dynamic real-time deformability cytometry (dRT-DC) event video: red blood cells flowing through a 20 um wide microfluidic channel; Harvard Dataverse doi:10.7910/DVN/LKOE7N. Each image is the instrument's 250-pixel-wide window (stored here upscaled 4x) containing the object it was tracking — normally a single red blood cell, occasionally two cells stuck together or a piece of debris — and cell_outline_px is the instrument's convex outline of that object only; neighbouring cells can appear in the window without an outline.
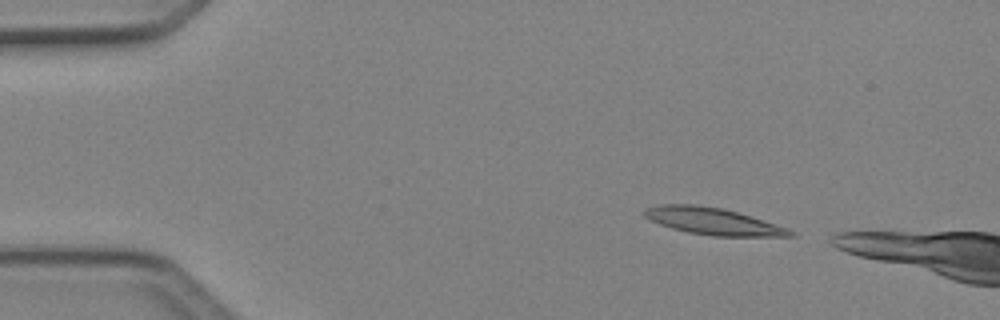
{"species": "Egyptian fruit bat (a non-hibernating species)", "species_latin": "Rousettus aegyptiacus", "temperature_condition": "cold", "stored_images_in_passage": 4, "camera_frame_rate_fps": 3000, "um_per_image_px": 0.085, "animal": {"sex": "female"}, "frame": {"image": 1, "passage_image": 1, "time_ms": 0.0, "image_size_px": [1000, 320], "cell_outline_px": [[796, 236], [712, 236], [688, 232], [672, 228], [660, 224], [644, 216], [640, 212], [644, 208], [660, 204], [696, 204], [724, 208], [752, 216], [788, 228], [796, 232]], "centroid_in_image_um": [60.59, 18.79], "position_along_channel_um": 24.4, "area_um2": 23.06}}